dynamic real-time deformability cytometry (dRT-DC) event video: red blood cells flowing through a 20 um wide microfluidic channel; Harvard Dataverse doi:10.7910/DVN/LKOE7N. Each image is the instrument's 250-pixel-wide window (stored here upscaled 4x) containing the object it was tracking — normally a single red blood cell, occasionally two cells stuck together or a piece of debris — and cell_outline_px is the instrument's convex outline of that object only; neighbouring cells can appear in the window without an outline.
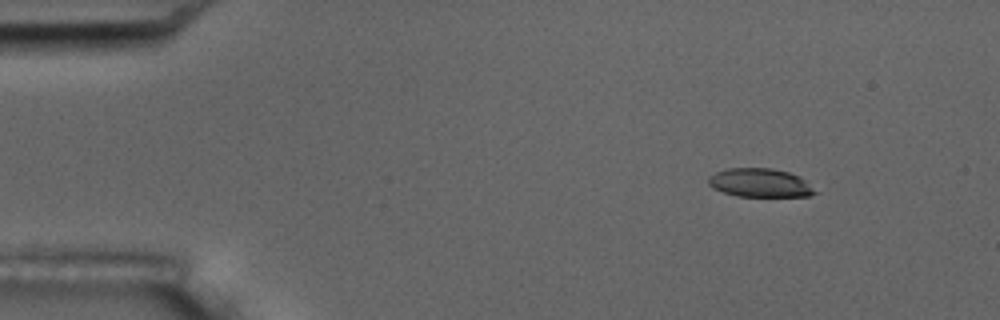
{"species": "common noctule bat (a hibernating species)", "species_latin": "Nyctalus noctula", "temperature_condition": "room temperature", "stored_images_in_passage": 3, "camera_frame_rate_fps": 3000, "um_per_image_px": 0.085, "animal": {"sex": "male", "body_mass_g": 17.5, "forearm_length_mm": 52.3}, "frame": {"image": 1, "passage_image": 1, "time_ms": 0.0, "image_size_px": [1000, 320], "cell_outline_px": [[820, 192], [808, 196], [736, 196], [712, 188], [708, 184], [708, 176], [716, 172], [728, 168], [772, 168], [788, 172], [800, 176]], "centroid_in_image_um": [64.62, 15.54], "position_along_channel_um": 20.4, "area_um2": 17.92}}